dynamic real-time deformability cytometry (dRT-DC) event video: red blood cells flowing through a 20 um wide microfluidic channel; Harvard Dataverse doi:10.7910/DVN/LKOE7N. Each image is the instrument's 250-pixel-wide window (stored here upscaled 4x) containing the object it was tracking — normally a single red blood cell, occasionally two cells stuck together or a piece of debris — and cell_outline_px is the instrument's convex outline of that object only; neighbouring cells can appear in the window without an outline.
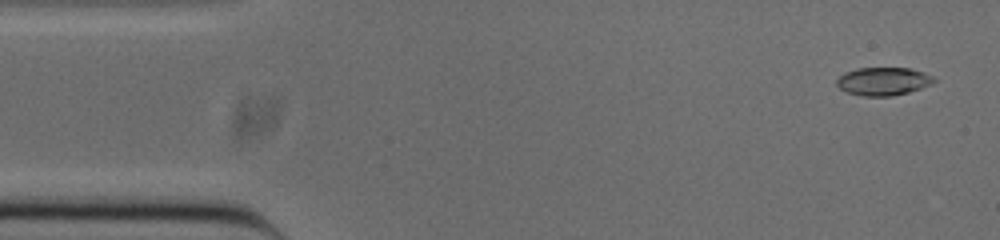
{"species": "common noctule bat (a hibernating species)", "species_latin": "Nyctalus noctula", "temperature_condition": "cold", "stored_images_in_passage": 51, "camera_frame_rate_fps": 3000, "um_per_image_px": 0.085, "animal": {"sex": "male", "body_mass_g": 20.0, "forearm_length_mm": 53.3}, "frame": {"image": 1, "passage_image": 2, "time_ms": 0.333, "image_size_px": [1000, 240], "cell_outline_px": [[936, 80], [932, 84], [908, 92], [892, 96], [864, 96], [848, 92], [840, 88], [836, 84], [836, 80], [844, 72], [856, 68], [908, 68], [924, 72], [932, 76]], "centroid_in_image_um": [75.07, 6.9], "position_along_channel_um": 9.9, "area_um2": 15.84}}
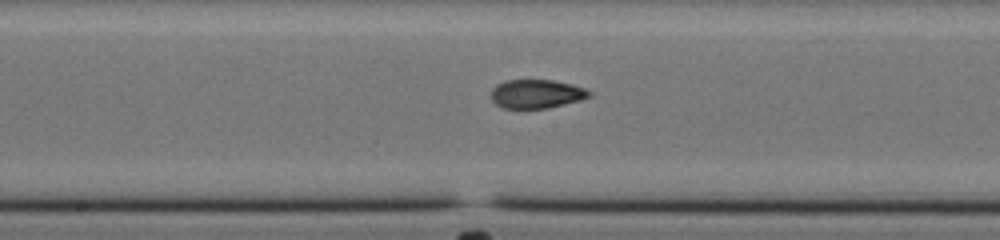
{"frame": {"image": 2, "passage_image": 25, "time_ms": 8.0, "image_size_px": [1000, 240], "cell_outline_px": [[592, 96], [580, 100], [548, 108], [504, 108], [496, 104], [492, 100], [492, 88], [496, 84], [504, 80], [552, 80], [572, 84], [584, 88], [592, 92]], "centroid_in_image_um": [45.61, 7.97], "position_along_channel_um": 202.6, "area_um2": 16.47}}
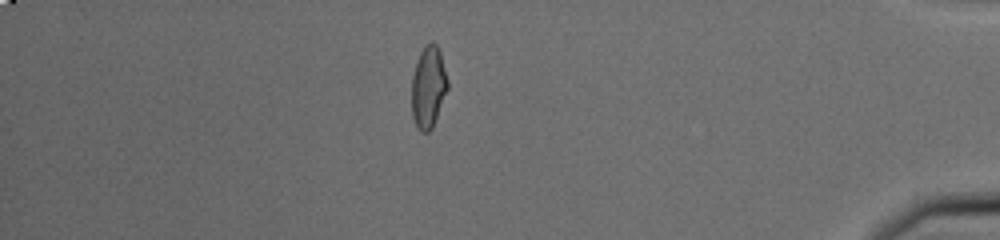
{"frame": {"image": 3, "passage_image": 44, "time_ms": 14.333, "image_size_px": [1000, 240], "cell_outline_px": [[448, 88], [432, 128], [428, 132], [420, 132], [412, 116], [412, 76], [416, 60], [420, 52], [432, 40], [436, 44], [440, 52], [448, 80]], "centroid_in_image_um": [36.4, 7.39], "position_along_channel_um": 398.8, "area_um2": 17.05}, "authors_computed_cell_mechanics": {"area_um2": 16.8776, "velocity_mm_per_s": 3.8811, "shape_relaxation_time_tau1_ms": 7.396, "shape_relaxation_time_tau2_ms": 1.1131, "deformation_change_tau1": 0.2356, "deformation_change_tau2": 0.0587}}